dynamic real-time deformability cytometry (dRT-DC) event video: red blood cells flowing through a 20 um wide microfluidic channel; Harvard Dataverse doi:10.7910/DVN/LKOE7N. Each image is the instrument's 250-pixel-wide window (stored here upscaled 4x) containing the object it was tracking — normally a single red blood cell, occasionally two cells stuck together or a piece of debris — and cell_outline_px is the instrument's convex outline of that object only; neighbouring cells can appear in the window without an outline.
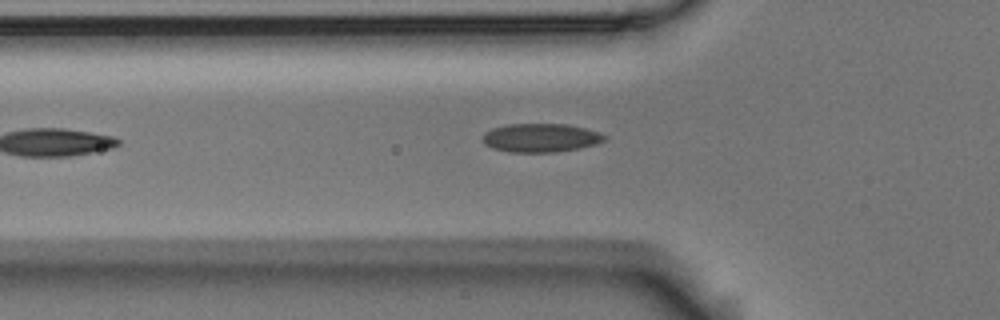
{"species": "Egyptian fruit bat (a non-hibernating species)", "species_latin": "Rousettus aegyptiacus", "temperature_condition": "room temperature", "stored_images_in_passage": 5, "camera_frame_rate_fps": 3000, "um_per_image_px": 0.085, "animal": {"sex": "male"}, "frame": {"image": 1, "passage_image": 5, "time_ms": 1.333, "image_size_px": [1000, 320], "cell_outline_px": [[608, 136], [604, 140], [596, 144], [580, 148], [556, 152], [508, 152], [492, 148], [484, 144], [484, 132], [492, 128], [508, 124], [568, 124], [600, 132]], "centroid_in_image_um": [45.97, 11.71], "position_along_channel_um": 79.8, "area_um2": 20.4}}